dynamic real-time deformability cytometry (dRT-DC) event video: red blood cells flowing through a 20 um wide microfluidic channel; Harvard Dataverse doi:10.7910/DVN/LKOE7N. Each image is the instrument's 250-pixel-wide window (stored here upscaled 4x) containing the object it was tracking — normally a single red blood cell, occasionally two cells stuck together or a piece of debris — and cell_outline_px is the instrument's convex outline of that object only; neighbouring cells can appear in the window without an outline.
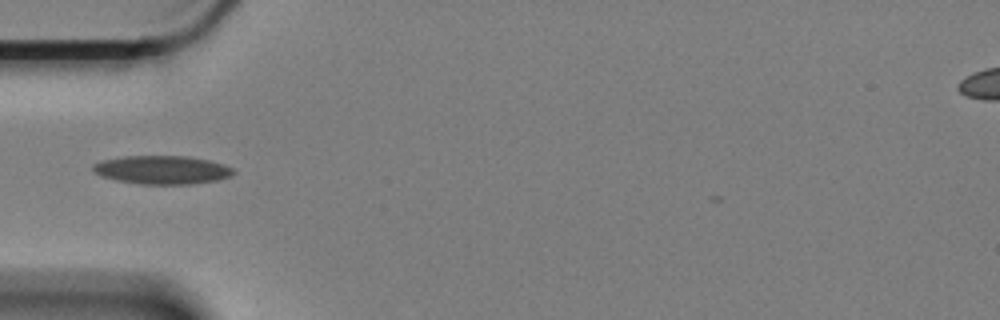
{"species": "Egyptian fruit bat (a non-hibernating species)", "species_latin": "Rousettus aegyptiacus", "temperature_condition": "cold", "stored_images_in_passage": 42, "camera_frame_rate_fps": 3000, "um_per_image_px": 0.085, "animal": {"sex": "female"}, "frame": {"image": 1, "passage_image": 1, "time_ms": 0.0, "image_size_px": [1000, 320], "cell_outline_px": [[236, 172], [232, 176], [216, 180], [192, 184], [140, 184], [116, 180], [100, 176], [92, 168], [92, 164], [100, 160], [124, 156], [188, 156], [208, 160], [224, 164], [232, 168]], "centroid_in_image_um": [13.77, 14.43], "position_along_channel_um": 71.2, "area_um2": 23.41}}
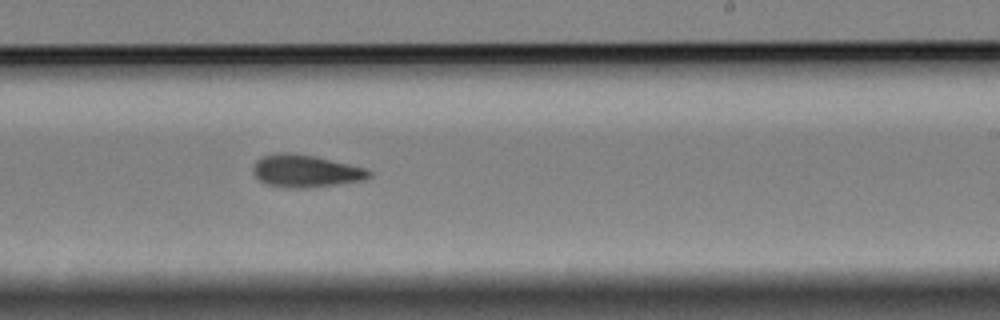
{"frame": {"image": 2, "passage_image": 18, "time_ms": 5.667, "image_size_px": [1000, 320], "cell_outline_px": [[372, 176], [364, 180], [308, 188], [288, 188], [268, 184], [260, 180], [252, 172], [252, 168], [256, 160], [264, 156], [280, 152], [288, 152], [312, 156], [348, 164], [364, 168], [372, 172]], "centroid_in_image_um": [25.96, 14.54], "position_along_channel_um": 263.0, "area_um2": 21.68}}
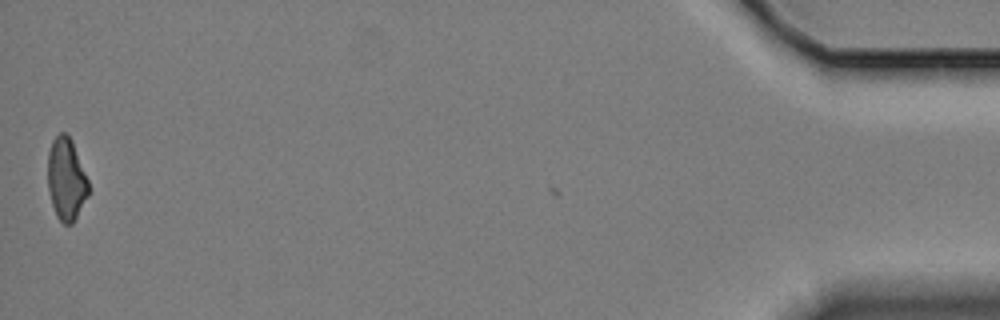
{"frame": {"image": 3, "passage_image": 41, "time_ms": 13.333, "image_size_px": [1000, 320], "cell_outline_px": [[88, 196], [72, 224], [64, 224], [56, 216], [52, 204], [48, 188], [48, 152], [52, 140], [60, 132], [64, 132], [72, 140], [88, 180]], "centroid_in_image_um": [5.62, 15.22], "position_along_channel_um": 429.6, "area_um2": 19.42}, "authors_computed_cell_mechanics": {"area_um2": 21.4149, "velocity_mm_per_s": 3.3679, "shape_relaxation_time_tau1_ms": 5.7246, "shape_relaxation_time_tau2_ms": 7.4807, "deformation_change_tau1": 0.1391, "deformation_change_tau2": 0.1598}}